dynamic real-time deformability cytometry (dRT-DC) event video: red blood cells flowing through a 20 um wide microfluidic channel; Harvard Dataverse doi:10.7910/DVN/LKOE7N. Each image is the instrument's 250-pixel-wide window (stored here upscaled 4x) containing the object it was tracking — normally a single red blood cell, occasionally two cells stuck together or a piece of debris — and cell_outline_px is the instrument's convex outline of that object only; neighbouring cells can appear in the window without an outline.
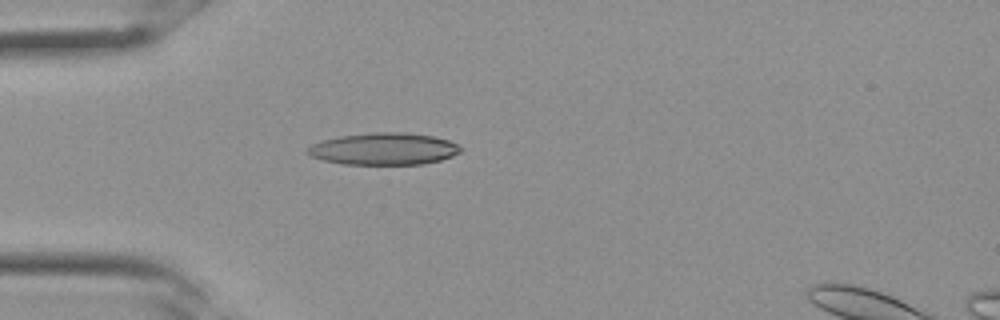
{"species": "Egyptian fruit bat (a non-hibernating species)", "species_latin": "Rousettus aegyptiacus", "temperature_condition": "room temperature", "stored_images_in_passage": 25, "segment_of_instrument_passage": [1, 2], "camera_frame_rate_fps": 3000, "um_per_image_px": 0.085, "frame": {"image": 1, "passage_image": 1, "time_ms": 0.0, "image_size_px": [1000, 320], "cell_outline_px": [[464, 148], [460, 152], [452, 156], [440, 160], [424, 164], [344, 164], [324, 160], [308, 156], [304, 152], [312, 144], [324, 140], [340, 136], [372, 132], [408, 132], [432, 136], [448, 140]], "centroid_in_image_um": [32.62, 12.65], "position_along_channel_um": 52.4, "area_um2": 28.61}}
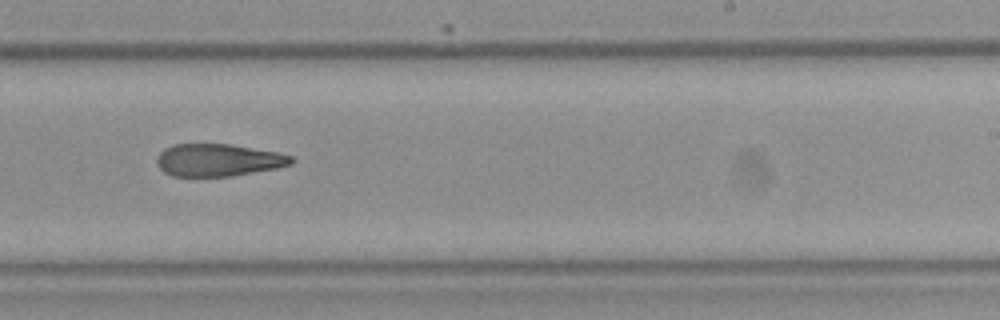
{"frame": {"image": 2, "passage_image": 12, "time_ms": 3.667, "image_size_px": [1000, 320], "cell_outline_px": [[296, 160], [292, 164], [276, 168], [232, 176], [172, 176], [164, 172], [156, 164], [156, 156], [164, 148], [172, 144], [232, 144], [276, 152], [292, 156]], "centroid_in_image_um": [18.53, 13.6], "position_along_channel_um": 270.5, "area_um2": 25.55}}
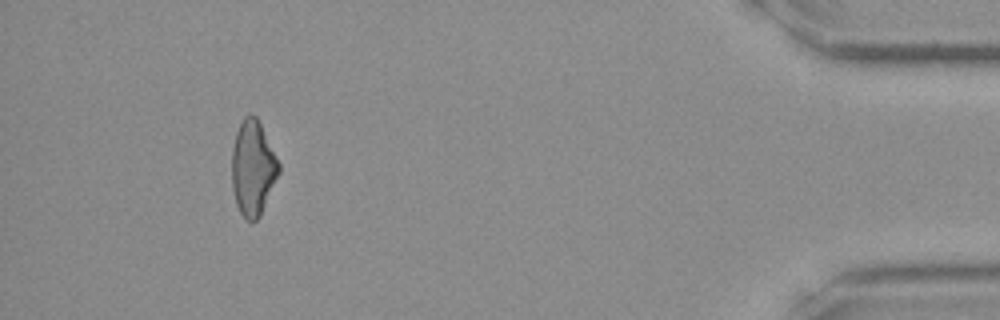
{"frame": {"image": 3, "passage_image": 22, "time_ms": 7.0, "image_size_px": [1000, 320], "cell_outline_px": [[280, 172], [260, 216], [256, 220], [244, 220], [236, 204], [232, 188], [232, 148], [236, 132], [244, 116], [256, 116], [280, 164]], "centroid_in_image_um": [21.49, 14.32], "position_along_channel_um": 413.7, "area_um2": 25.78}}